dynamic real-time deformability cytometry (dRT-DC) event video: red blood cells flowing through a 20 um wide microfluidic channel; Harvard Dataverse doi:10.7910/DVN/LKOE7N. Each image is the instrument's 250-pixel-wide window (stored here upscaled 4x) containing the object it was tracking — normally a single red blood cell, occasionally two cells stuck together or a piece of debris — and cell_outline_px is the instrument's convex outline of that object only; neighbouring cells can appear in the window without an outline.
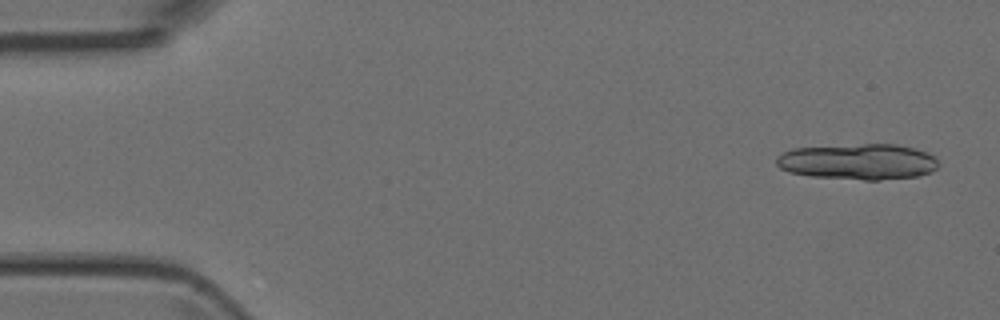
{"species": "Egyptian fruit bat (a non-hibernating species)", "species_latin": "Rousettus aegyptiacus", "temperature_condition": "room temperature", "stored_images_in_passage": 7, "segment_of_instrument_passage": [1, 2], "camera_frame_rate_fps": 3000, "um_per_image_px": 0.085, "animal": {"sex": "female"}, "frame": {"image": 1, "passage_image": 1, "time_ms": 0.0, "image_size_px": [1000, 320], "cell_outline_px": [[940, 164], [932, 172], [916, 176], [880, 180], [864, 180], [812, 176], [788, 172], [780, 168], [776, 164], [776, 156], [792, 148], [864, 144], [896, 144], [916, 148], [928, 152], [936, 156], [940, 160]], "centroid_in_image_um": [72.99, 13.74], "position_along_channel_um": 12.0, "area_um2": 34.22}}